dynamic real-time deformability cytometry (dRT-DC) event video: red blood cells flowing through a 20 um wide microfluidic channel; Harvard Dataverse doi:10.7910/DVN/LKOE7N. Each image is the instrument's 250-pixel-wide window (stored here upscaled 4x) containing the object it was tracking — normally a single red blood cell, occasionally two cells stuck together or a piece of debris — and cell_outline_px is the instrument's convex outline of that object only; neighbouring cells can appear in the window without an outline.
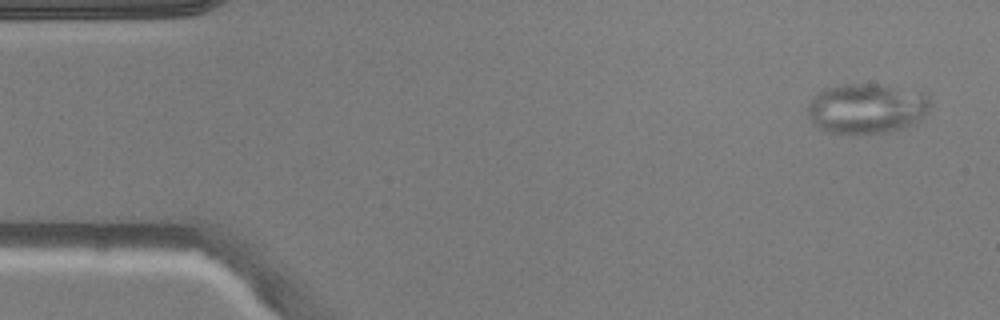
{"species": "common noctule bat (a hibernating species)", "species_latin": "Nyctalus noctula", "temperature_condition": "warm", "stored_images_in_passage": 4, "camera_frame_rate_fps": 3000, "um_per_image_px": 0.085, "animal": {"sex": "male", "body_mass_g": 20.5, "forearm_length_mm": 52.5}, "frame": {"image": 1, "passage_image": 1, "time_ms": 0.0, "image_size_px": [1000, 320], "cell_outline_px": [[928, 112], [916, 124], [904, 128], [888, 132], [828, 132], [816, 128], [812, 124], [808, 116], [808, 104], [812, 96], [824, 88], [844, 84], [880, 84], [924, 92], [928, 96]], "centroid_in_image_um": [73.65, 9.2], "position_along_channel_um": 11.3, "area_um2": 35.95}}